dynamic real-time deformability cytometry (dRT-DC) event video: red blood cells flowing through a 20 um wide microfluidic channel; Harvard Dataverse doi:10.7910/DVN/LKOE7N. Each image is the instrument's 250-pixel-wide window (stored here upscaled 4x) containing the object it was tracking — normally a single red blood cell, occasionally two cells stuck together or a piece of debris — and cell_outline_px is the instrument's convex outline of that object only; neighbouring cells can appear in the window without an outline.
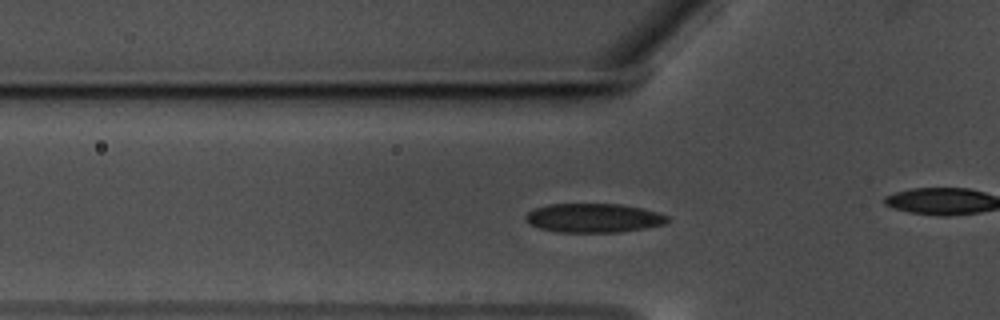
{"species": "common noctule bat (a hibernating species)", "species_latin": "Nyctalus noctula", "temperature_condition": "warm", "stored_images_in_passage": 54, "camera_frame_rate_fps": 3000, "um_per_image_px": 0.085, "animal": {"sex": "male", "body_mass_g": 17.5, "forearm_length_mm": 52.3}, "frame": {"image": 1, "passage_image": 15, "time_ms": 4.667, "image_size_px": [1000, 320], "cell_outline_px": [[672, 220], [664, 224], [644, 228], [620, 232], [560, 232], [540, 228], [524, 220], [524, 216], [528, 212], [536, 208], [548, 204], [620, 204], [644, 208], [668, 216]], "centroid_in_image_um": [50.48, 18.52], "position_along_channel_um": 75.3, "area_um2": 23.99}}
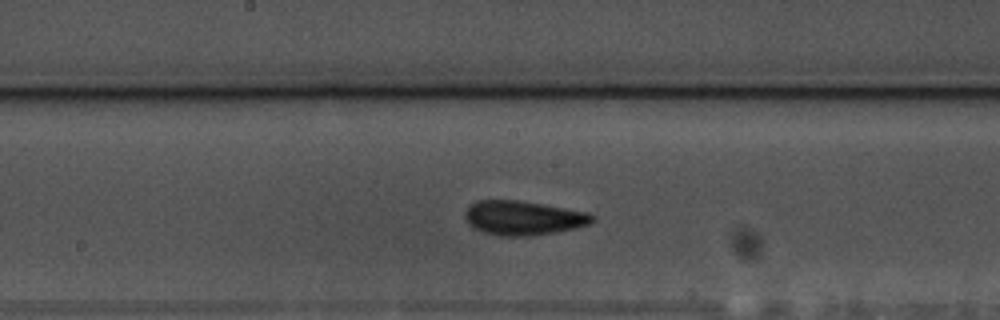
{"frame": {"image": 2, "passage_image": 26, "time_ms": 8.333, "image_size_px": [1000, 320], "cell_outline_px": [[596, 220], [588, 224], [576, 228], [556, 232], [528, 236], [500, 236], [484, 232], [468, 224], [464, 216], [464, 212], [476, 200], [516, 200], [544, 204], [588, 212], [596, 216]], "centroid_in_image_um": [44.5, 18.52], "position_along_channel_um": 203.7, "area_um2": 25.49}}
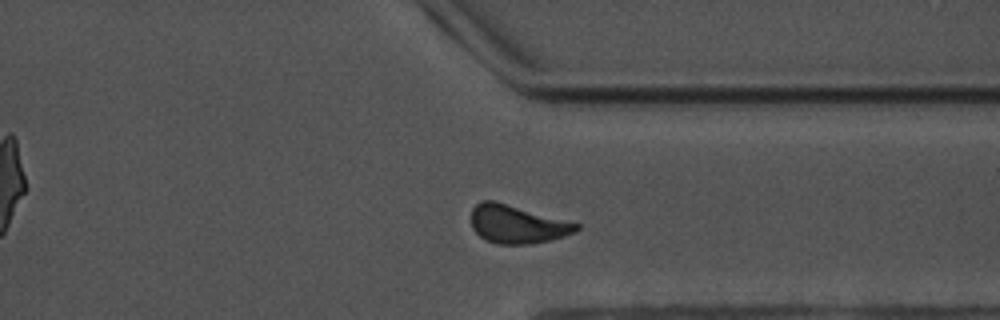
{"frame": {"image": 3, "passage_image": 40, "time_ms": 13.0, "image_size_px": [1000, 320], "cell_outline_px": [[580, 228], [576, 232], [552, 240], [532, 244], [496, 244], [484, 240], [472, 228], [472, 208], [480, 200], [496, 200], [580, 224]], "centroid_in_image_um": [43.96, 19.06], "position_along_channel_um": 367.4, "area_um2": 23.7}, "authors_computed_cell_mechanics": {"area_um2": 23.7847, "velocity_mm_per_s": 3.5062, "shape_relaxation_time_tau1_ms": 4.6356, "shape_relaxation_time_tau2_ms": 1.6209, "deformation_change_tau1": 0.1249, "deformation_change_tau2": 0.0795}}